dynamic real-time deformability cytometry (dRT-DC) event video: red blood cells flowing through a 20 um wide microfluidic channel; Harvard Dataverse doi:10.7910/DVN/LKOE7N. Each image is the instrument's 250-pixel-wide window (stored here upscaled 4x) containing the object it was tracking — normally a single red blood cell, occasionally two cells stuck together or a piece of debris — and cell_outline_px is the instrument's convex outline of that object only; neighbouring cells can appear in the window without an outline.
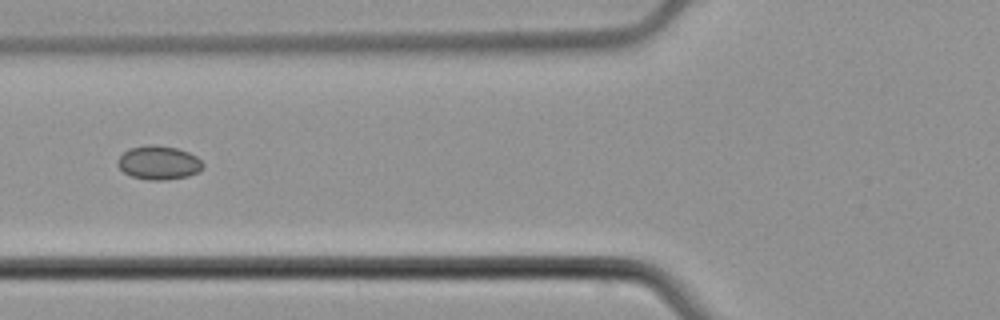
{"species": "common noctule bat (a hibernating species)", "species_latin": "Nyctalus noctula", "temperature_condition": "cold", "stored_images_in_passage": 7, "camera_frame_rate_fps": 3000, "um_per_image_px": 0.085, "animal": {"sex": "male", "body_mass_g": 21.5, "forearm_length_mm": 52.0}, "frame": {"image": 1, "passage_image": 4, "time_ms": 5.0, "image_size_px": [1000, 320], "cell_outline_px": [[204, 164], [200, 172], [188, 176], [164, 180], [148, 180], [132, 176], [124, 172], [116, 164], [116, 160], [128, 148], [148, 144], [152, 144], [176, 148], [188, 152], [196, 156]], "centroid_in_image_um": [13.48, 13.82], "position_along_channel_um": 112.3, "area_um2": 16.88}}
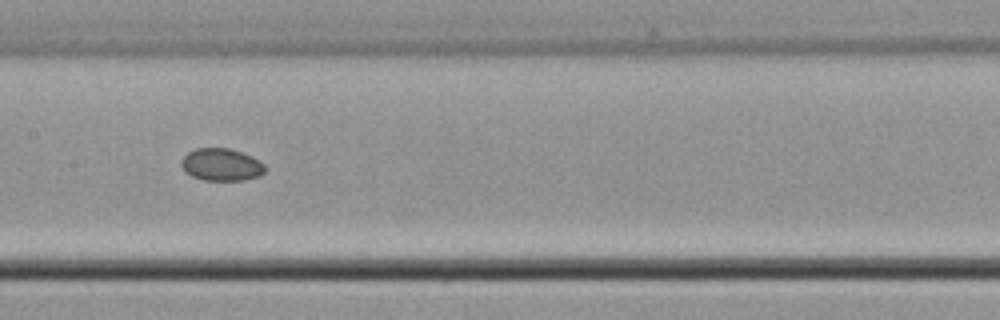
{"frame": {"image": 2, "passage_image": 6, "time_ms": 7.0, "image_size_px": [1000, 320], "cell_outline_px": [[264, 172], [260, 176], [244, 180], [204, 180], [192, 176], [184, 172], [180, 164], [180, 160], [188, 152], [196, 148], [228, 148], [252, 156], [264, 164]], "centroid_in_image_um": [18.78, 14.0], "position_along_channel_um": 188.6, "area_um2": 15.84}}
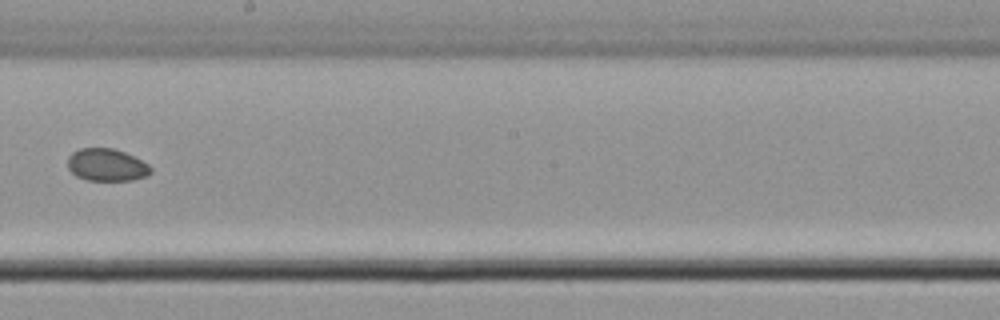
{"frame": {"image": 3, "passage_image": 7, "time_ms": 8.333, "image_size_px": [1000, 320], "cell_outline_px": [[152, 172], [148, 176], [132, 180], [88, 180], [76, 176], [68, 168], [68, 156], [72, 152], [80, 148], [112, 148], [124, 152], [148, 164], [152, 168]], "centroid_in_image_um": [9.07, 14.02], "position_along_channel_um": 239.1, "area_um2": 15.66}}